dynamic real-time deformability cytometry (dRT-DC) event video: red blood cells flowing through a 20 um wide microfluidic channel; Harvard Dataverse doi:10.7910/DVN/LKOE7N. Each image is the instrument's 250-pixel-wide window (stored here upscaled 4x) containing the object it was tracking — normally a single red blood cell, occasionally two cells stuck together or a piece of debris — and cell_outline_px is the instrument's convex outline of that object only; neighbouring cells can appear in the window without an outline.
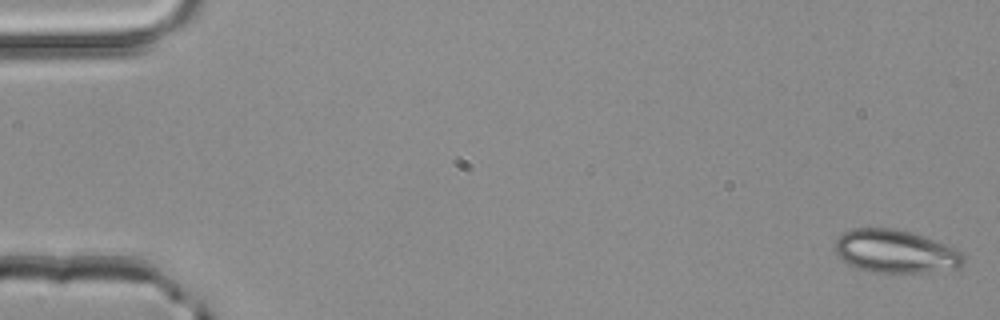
{"species": "common noctule bat (a hibernating species)", "species_latin": "Nyctalus noctula", "temperature_condition": "room temperature", "stored_images_in_passage": 4, "camera_frame_rate_fps": 3000, "um_per_image_px": 0.085, "animal": {"sex": "male", "body_mass_g": 20.4}, "frame": {"image": 1, "passage_image": 1, "time_ms": 0.0, "image_size_px": [1000, 320], "cell_outline_px": [[964, 264], [956, 268], [920, 272], [872, 272], [856, 268], [844, 260], [836, 252], [836, 240], [844, 232], [852, 228], [896, 228], [956, 248], [964, 256]], "centroid_in_image_um": [76.1, 21.37], "position_along_channel_um": 8.9, "area_um2": 31.67}}